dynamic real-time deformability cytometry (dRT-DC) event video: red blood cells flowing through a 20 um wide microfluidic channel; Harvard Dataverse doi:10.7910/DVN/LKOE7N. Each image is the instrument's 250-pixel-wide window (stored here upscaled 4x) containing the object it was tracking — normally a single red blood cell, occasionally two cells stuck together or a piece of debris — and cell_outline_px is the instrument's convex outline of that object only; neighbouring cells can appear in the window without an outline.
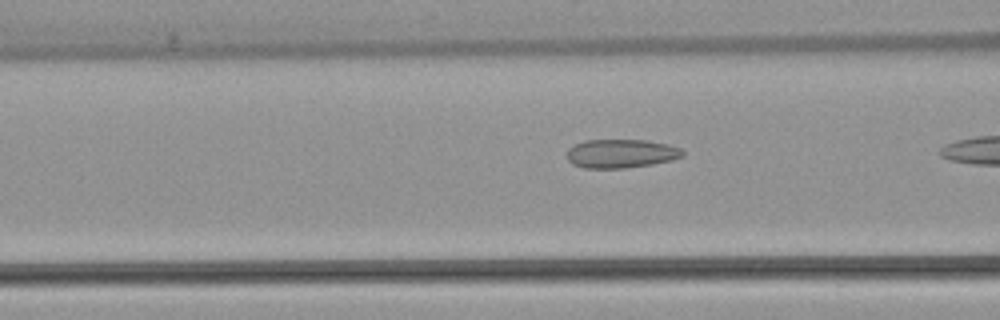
{"species": "common noctule bat (a hibernating species)", "species_latin": "Nyctalus noctula", "temperature_condition": "warm", "stored_images_in_passage": 18, "camera_frame_rate_fps": 3000, "um_per_image_px": 0.085, "animal": {"sex": "female", "body_mass_g": 22.7, "forearm_length_mm": 54.2}, "frame": {"image": 1, "passage_image": 16, "time_ms": 5.0, "image_size_px": [1000, 320], "cell_outline_px": [[684, 156], [672, 160], [652, 164], [624, 168], [584, 168], [572, 164], [568, 160], [568, 148], [584, 140], [644, 140], [668, 144], [680, 148], [684, 152]], "centroid_in_image_um": [52.79, 13.05], "position_along_channel_um": 113.8, "area_um2": 19.36}}